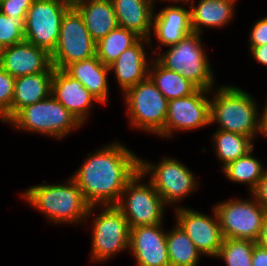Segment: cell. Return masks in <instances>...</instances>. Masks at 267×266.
Returning <instances> with one entry per match:
<instances>
[{
	"label": "cell",
	"instance_id": "8992f818",
	"mask_svg": "<svg viewBox=\"0 0 267 266\" xmlns=\"http://www.w3.org/2000/svg\"><path fill=\"white\" fill-rule=\"evenodd\" d=\"M141 177L145 176L138 171L127 183L115 205L122 212L130 228L163 224L162 214L166 204L150 181L147 185L139 183Z\"/></svg>",
	"mask_w": 267,
	"mask_h": 266
},
{
	"label": "cell",
	"instance_id": "cb8c5ba5",
	"mask_svg": "<svg viewBox=\"0 0 267 266\" xmlns=\"http://www.w3.org/2000/svg\"><path fill=\"white\" fill-rule=\"evenodd\" d=\"M236 0H200L190 7L191 28L201 35V27H222L230 21Z\"/></svg>",
	"mask_w": 267,
	"mask_h": 266
},
{
	"label": "cell",
	"instance_id": "836d02e7",
	"mask_svg": "<svg viewBox=\"0 0 267 266\" xmlns=\"http://www.w3.org/2000/svg\"><path fill=\"white\" fill-rule=\"evenodd\" d=\"M250 50L267 44V17L258 20L250 33Z\"/></svg>",
	"mask_w": 267,
	"mask_h": 266
},
{
	"label": "cell",
	"instance_id": "ffe728a7",
	"mask_svg": "<svg viewBox=\"0 0 267 266\" xmlns=\"http://www.w3.org/2000/svg\"><path fill=\"white\" fill-rule=\"evenodd\" d=\"M120 27L149 39L153 28L154 0H111Z\"/></svg>",
	"mask_w": 267,
	"mask_h": 266
},
{
	"label": "cell",
	"instance_id": "8d00e7d4",
	"mask_svg": "<svg viewBox=\"0 0 267 266\" xmlns=\"http://www.w3.org/2000/svg\"><path fill=\"white\" fill-rule=\"evenodd\" d=\"M250 51L255 60L267 66V44L263 46L253 47Z\"/></svg>",
	"mask_w": 267,
	"mask_h": 266
},
{
	"label": "cell",
	"instance_id": "7402d4cb",
	"mask_svg": "<svg viewBox=\"0 0 267 266\" xmlns=\"http://www.w3.org/2000/svg\"><path fill=\"white\" fill-rule=\"evenodd\" d=\"M64 71L83 86L98 100L105 103L108 98L109 66L104 65L97 56L69 64Z\"/></svg>",
	"mask_w": 267,
	"mask_h": 266
},
{
	"label": "cell",
	"instance_id": "1f68e13d",
	"mask_svg": "<svg viewBox=\"0 0 267 266\" xmlns=\"http://www.w3.org/2000/svg\"><path fill=\"white\" fill-rule=\"evenodd\" d=\"M14 87L15 78L0 67V117L2 122H8L11 119Z\"/></svg>",
	"mask_w": 267,
	"mask_h": 266
},
{
	"label": "cell",
	"instance_id": "3957f363",
	"mask_svg": "<svg viewBox=\"0 0 267 266\" xmlns=\"http://www.w3.org/2000/svg\"><path fill=\"white\" fill-rule=\"evenodd\" d=\"M210 100V122L219 123L220 130L242 134L254 139L261 131L255 100L235 86H222ZM258 114V115H257Z\"/></svg>",
	"mask_w": 267,
	"mask_h": 266
},
{
	"label": "cell",
	"instance_id": "7c38bea8",
	"mask_svg": "<svg viewBox=\"0 0 267 266\" xmlns=\"http://www.w3.org/2000/svg\"><path fill=\"white\" fill-rule=\"evenodd\" d=\"M140 172L151 174L150 182L166 205L179 202L198 186L190 170L171 158L161 160L157 166L140 159Z\"/></svg>",
	"mask_w": 267,
	"mask_h": 266
},
{
	"label": "cell",
	"instance_id": "30bf717a",
	"mask_svg": "<svg viewBox=\"0 0 267 266\" xmlns=\"http://www.w3.org/2000/svg\"><path fill=\"white\" fill-rule=\"evenodd\" d=\"M217 212L223 238L257 242L267 211L253 200H228L217 204Z\"/></svg>",
	"mask_w": 267,
	"mask_h": 266
},
{
	"label": "cell",
	"instance_id": "ac0fdd59",
	"mask_svg": "<svg viewBox=\"0 0 267 266\" xmlns=\"http://www.w3.org/2000/svg\"><path fill=\"white\" fill-rule=\"evenodd\" d=\"M148 42H150L149 39L140 38L133 46L122 52L109 66L110 71H115L118 84L125 92L148 78L149 64H147L148 59H146L143 47V44Z\"/></svg>",
	"mask_w": 267,
	"mask_h": 266
},
{
	"label": "cell",
	"instance_id": "9c48e42d",
	"mask_svg": "<svg viewBox=\"0 0 267 266\" xmlns=\"http://www.w3.org/2000/svg\"><path fill=\"white\" fill-rule=\"evenodd\" d=\"M72 0H34L25 19L24 38L51 54L59 39L62 17Z\"/></svg>",
	"mask_w": 267,
	"mask_h": 266
},
{
	"label": "cell",
	"instance_id": "4fadbf2b",
	"mask_svg": "<svg viewBox=\"0 0 267 266\" xmlns=\"http://www.w3.org/2000/svg\"><path fill=\"white\" fill-rule=\"evenodd\" d=\"M210 90L197 89L193 94L168 101V113L164 128L158 135L169 137L174 130H193L211 124Z\"/></svg>",
	"mask_w": 267,
	"mask_h": 266
},
{
	"label": "cell",
	"instance_id": "d590c367",
	"mask_svg": "<svg viewBox=\"0 0 267 266\" xmlns=\"http://www.w3.org/2000/svg\"><path fill=\"white\" fill-rule=\"evenodd\" d=\"M252 266H267V250L258 244L253 249Z\"/></svg>",
	"mask_w": 267,
	"mask_h": 266
},
{
	"label": "cell",
	"instance_id": "7a4b0ae2",
	"mask_svg": "<svg viewBox=\"0 0 267 266\" xmlns=\"http://www.w3.org/2000/svg\"><path fill=\"white\" fill-rule=\"evenodd\" d=\"M36 209L44 212L52 222L67 223L86 220L95 206L84 199L82 190L73 178L66 185H38L26 189L22 195Z\"/></svg>",
	"mask_w": 267,
	"mask_h": 266
},
{
	"label": "cell",
	"instance_id": "e0dca14e",
	"mask_svg": "<svg viewBox=\"0 0 267 266\" xmlns=\"http://www.w3.org/2000/svg\"><path fill=\"white\" fill-rule=\"evenodd\" d=\"M51 95L61 103L81 123L93 101L98 100L83 86V84L68 75L63 69L54 68Z\"/></svg>",
	"mask_w": 267,
	"mask_h": 266
},
{
	"label": "cell",
	"instance_id": "4316f807",
	"mask_svg": "<svg viewBox=\"0 0 267 266\" xmlns=\"http://www.w3.org/2000/svg\"><path fill=\"white\" fill-rule=\"evenodd\" d=\"M170 266H197L200 252L186 232L177 224L167 233Z\"/></svg>",
	"mask_w": 267,
	"mask_h": 266
},
{
	"label": "cell",
	"instance_id": "d6986e66",
	"mask_svg": "<svg viewBox=\"0 0 267 266\" xmlns=\"http://www.w3.org/2000/svg\"><path fill=\"white\" fill-rule=\"evenodd\" d=\"M72 6L96 43L119 26L111 0H72Z\"/></svg>",
	"mask_w": 267,
	"mask_h": 266
},
{
	"label": "cell",
	"instance_id": "2e32d148",
	"mask_svg": "<svg viewBox=\"0 0 267 266\" xmlns=\"http://www.w3.org/2000/svg\"><path fill=\"white\" fill-rule=\"evenodd\" d=\"M162 224L130 228L129 249L138 266H170Z\"/></svg>",
	"mask_w": 267,
	"mask_h": 266
},
{
	"label": "cell",
	"instance_id": "ab89813d",
	"mask_svg": "<svg viewBox=\"0 0 267 266\" xmlns=\"http://www.w3.org/2000/svg\"><path fill=\"white\" fill-rule=\"evenodd\" d=\"M169 1H171V2H172V1L174 2V1H175V2L177 3V2H188V1H190V0H169ZM192 1H193V0H192Z\"/></svg>",
	"mask_w": 267,
	"mask_h": 266
},
{
	"label": "cell",
	"instance_id": "f35d334b",
	"mask_svg": "<svg viewBox=\"0 0 267 266\" xmlns=\"http://www.w3.org/2000/svg\"><path fill=\"white\" fill-rule=\"evenodd\" d=\"M262 117H260L261 120V135L264 134L265 137H267V105L264 108V112L262 113Z\"/></svg>",
	"mask_w": 267,
	"mask_h": 266
},
{
	"label": "cell",
	"instance_id": "74e56055",
	"mask_svg": "<svg viewBox=\"0 0 267 266\" xmlns=\"http://www.w3.org/2000/svg\"><path fill=\"white\" fill-rule=\"evenodd\" d=\"M256 243L263 249L267 250V214L264 218L261 233Z\"/></svg>",
	"mask_w": 267,
	"mask_h": 266
},
{
	"label": "cell",
	"instance_id": "f1b7e54d",
	"mask_svg": "<svg viewBox=\"0 0 267 266\" xmlns=\"http://www.w3.org/2000/svg\"><path fill=\"white\" fill-rule=\"evenodd\" d=\"M253 150L254 148L245 156L239 157L236 161L230 162L222 168L224 174L231 181L249 184L251 192L256 188L265 172L261 162L251 155Z\"/></svg>",
	"mask_w": 267,
	"mask_h": 266
},
{
	"label": "cell",
	"instance_id": "44dd1931",
	"mask_svg": "<svg viewBox=\"0 0 267 266\" xmlns=\"http://www.w3.org/2000/svg\"><path fill=\"white\" fill-rule=\"evenodd\" d=\"M152 29L158 41L165 46L177 44L192 33L190 10L179 6L163 8L153 15Z\"/></svg>",
	"mask_w": 267,
	"mask_h": 266
},
{
	"label": "cell",
	"instance_id": "d6a6232c",
	"mask_svg": "<svg viewBox=\"0 0 267 266\" xmlns=\"http://www.w3.org/2000/svg\"><path fill=\"white\" fill-rule=\"evenodd\" d=\"M34 0H4L0 3V11L9 17H26Z\"/></svg>",
	"mask_w": 267,
	"mask_h": 266
},
{
	"label": "cell",
	"instance_id": "d4e9b609",
	"mask_svg": "<svg viewBox=\"0 0 267 266\" xmlns=\"http://www.w3.org/2000/svg\"><path fill=\"white\" fill-rule=\"evenodd\" d=\"M151 64L148 77L168 101L189 96L198 89L180 73L166 69L156 59Z\"/></svg>",
	"mask_w": 267,
	"mask_h": 266
},
{
	"label": "cell",
	"instance_id": "5b68a950",
	"mask_svg": "<svg viewBox=\"0 0 267 266\" xmlns=\"http://www.w3.org/2000/svg\"><path fill=\"white\" fill-rule=\"evenodd\" d=\"M9 122L19 130L25 129L58 139L82 125L52 95L45 100L23 107Z\"/></svg>",
	"mask_w": 267,
	"mask_h": 266
},
{
	"label": "cell",
	"instance_id": "83f0119b",
	"mask_svg": "<svg viewBox=\"0 0 267 266\" xmlns=\"http://www.w3.org/2000/svg\"><path fill=\"white\" fill-rule=\"evenodd\" d=\"M213 138L216 156L223 162V168L253 149L252 139L242 134L218 129Z\"/></svg>",
	"mask_w": 267,
	"mask_h": 266
},
{
	"label": "cell",
	"instance_id": "4dcf8cb0",
	"mask_svg": "<svg viewBox=\"0 0 267 266\" xmlns=\"http://www.w3.org/2000/svg\"><path fill=\"white\" fill-rule=\"evenodd\" d=\"M26 17L12 18L0 11V47L6 48L25 40Z\"/></svg>",
	"mask_w": 267,
	"mask_h": 266
},
{
	"label": "cell",
	"instance_id": "484cf974",
	"mask_svg": "<svg viewBox=\"0 0 267 266\" xmlns=\"http://www.w3.org/2000/svg\"><path fill=\"white\" fill-rule=\"evenodd\" d=\"M140 38L134 31L118 26L96 43V56L104 65L110 66Z\"/></svg>",
	"mask_w": 267,
	"mask_h": 266
},
{
	"label": "cell",
	"instance_id": "52a82bcc",
	"mask_svg": "<svg viewBox=\"0 0 267 266\" xmlns=\"http://www.w3.org/2000/svg\"><path fill=\"white\" fill-rule=\"evenodd\" d=\"M131 127L158 134L165 125L168 100L148 77L124 92Z\"/></svg>",
	"mask_w": 267,
	"mask_h": 266
},
{
	"label": "cell",
	"instance_id": "6da1fadb",
	"mask_svg": "<svg viewBox=\"0 0 267 266\" xmlns=\"http://www.w3.org/2000/svg\"><path fill=\"white\" fill-rule=\"evenodd\" d=\"M140 171V158L117 142L104 146L72 177L90 206L116 205L127 183Z\"/></svg>",
	"mask_w": 267,
	"mask_h": 266
},
{
	"label": "cell",
	"instance_id": "f546056e",
	"mask_svg": "<svg viewBox=\"0 0 267 266\" xmlns=\"http://www.w3.org/2000/svg\"><path fill=\"white\" fill-rule=\"evenodd\" d=\"M257 243L251 240L224 238L216 257L227 266H252V254Z\"/></svg>",
	"mask_w": 267,
	"mask_h": 266
},
{
	"label": "cell",
	"instance_id": "ba28073f",
	"mask_svg": "<svg viewBox=\"0 0 267 266\" xmlns=\"http://www.w3.org/2000/svg\"><path fill=\"white\" fill-rule=\"evenodd\" d=\"M96 55V42L90 36L80 13L71 6L63 15L59 39L50 54L54 68L65 69L69 64Z\"/></svg>",
	"mask_w": 267,
	"mask_h": 266
},
{
	"label": "cell",
	"instance_id": "e575fe53",
	"mask_svg": "<svg viewBox=\"0 0 267 266\" xmlns=\"http://www.w3.org/2000/svg\"><path fill=\"white\" fill-rule=\"evenodd\" d=\"M251 193L253 198L267 211V171L264 172L256 188Z\"/></svg>",
	"mask_w": 267,
	"mask_h": 266
},
{
	"label": "cell",
	"instance_id": "8fae6325",
	"mask_svg": "<svg viewBox=\"0 0 267 266\" xmlns=\"http://www.w3.org/2000/svg\"><path fill=\"white\" fill-rule=\"evenodd\" d=\"M96 216L92 232V260L106 261L111 256L129 248L130 227L115 205L103 206Z\"/></svg>",
	"mask_w": 267,
	"mask_h": 266
},
{
	"label": "cell",
	"instance_id": "5bb4252c",
	"mask_svg": "<svg viewBox=\"0 0 267 266\" xmlns=\"http://www.w3.org/2000/svg\"><path fill=\"white\" fill-rule=\"evenodd\" d=\"M177 224L186 232L197 250L204 255L216 257L223 242L220 222L214 208L211 218L186 208H176Z\"/></svg>",
	"mask_w": 267,
	"mask_h": 266
},
{
	"label": "cell",
	"instance_id": "9a60e30c",
	"mask_svg": "<svg viewBox=\"0 0 267 266\" xmlns=\"http://www.w3.org/2000/svg\"><path fill=\"white\" fill-rule=\"evenodd\" d=\"M0 67L14 78L40 72H54L50 54L26 40L2 49Z\"/></svg>",
	"mask_w": 267,
	"mask_h": 266
},
{
	"label": "cell",
	"instance_id": "603a6c76",
	"mask_svg": "<svg viewBox=\"0 0 267 266\" xmlns=\"http://www.w3.org/2000/svg\"><path fill=\"white\" fill-rule=\"evenodd\" d=\"M53 72H40L15 78L11 118L23 107L47 99L51 95Z\"/></svg>",
	"mask_w": 267,
	"mask_h": 266
},
{
	"label": "cell",
	"instance_id": "277c9868",
	"mask_svg": "<svg viewBox=\"0 0 267 266\" xmlns=\"http://www.w3.org/2000/svg\"><path fill=\"white\" fill-rule=\"evenodd\" d=\"M156 60L166 69L180 73L198 89L210 90L213 72L202 48L200 34L192 32Z\"/></svg>",
	"mask_w": 267,
	"mask_h": 266
}]
</instances>
